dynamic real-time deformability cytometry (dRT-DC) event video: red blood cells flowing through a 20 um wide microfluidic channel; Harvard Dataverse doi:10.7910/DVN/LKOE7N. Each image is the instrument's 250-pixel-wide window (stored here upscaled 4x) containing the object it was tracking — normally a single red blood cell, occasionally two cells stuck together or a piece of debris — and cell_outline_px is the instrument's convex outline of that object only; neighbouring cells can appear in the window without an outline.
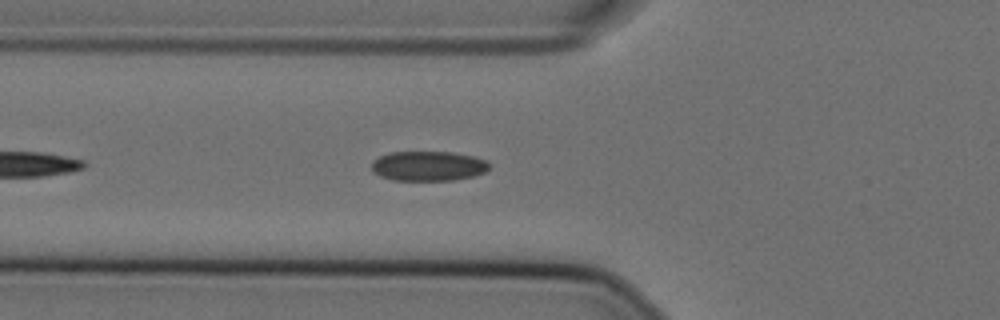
{"species": "Egyptian fruit bat (a non-hibernating species)", "species_latin": "Rousettus aegyptiacus", "temperature_condition": "cold", "stored_images_in_passage": 21, "camera_frame_rate_fps": 3000, "um_per_image_px": 0.085, "animal": {"sex": "female"}, "frame": {"image": 1, "passage_image": 7, "time_ms": 2.0, "image_size_px": [1000, 320], "cell_outline_px": [[488, 168], [484, 172], [472, 176], [452, 180], [392, 180], [380, 176], [372, 168], [372, 160], [380, 156], [392, 152], [452, 152], [472, 156], [484, 160], [488, 164]], "centroid_in_image_um": [36.37, 14.11], "position_along_channel_um": 89.4, "area_um2": 20.11}}
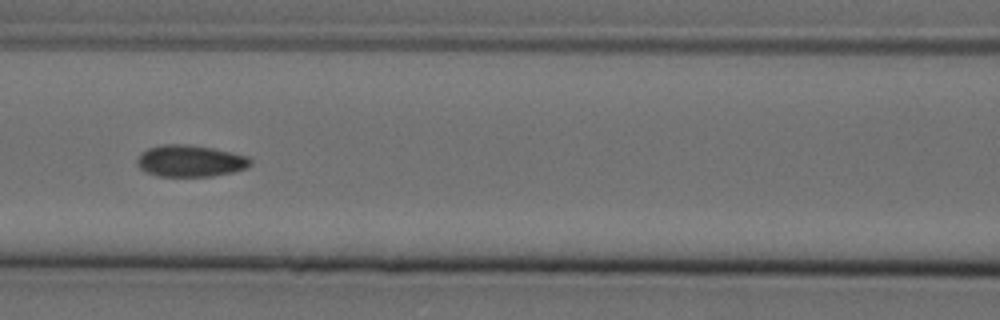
{"frame": {"image": 2, "passage_image": 12, "time_ms": 3.667, "image_size_px": [1000, 320], "cell_outline_px": [[252, 164], [248, 168], [232, 172], [212, 176], [156, 176], [144, 172], [136, 164], [136, 160], [140, 152], [148, 148], [164, 144], [184, 144], [212, 148], [232, 152], [248, 156], [252, 160]], "centroid_in_image_um": [16.15, 13.68], "position_along_channel_um": 150.4, "area_um2": 21.15}}
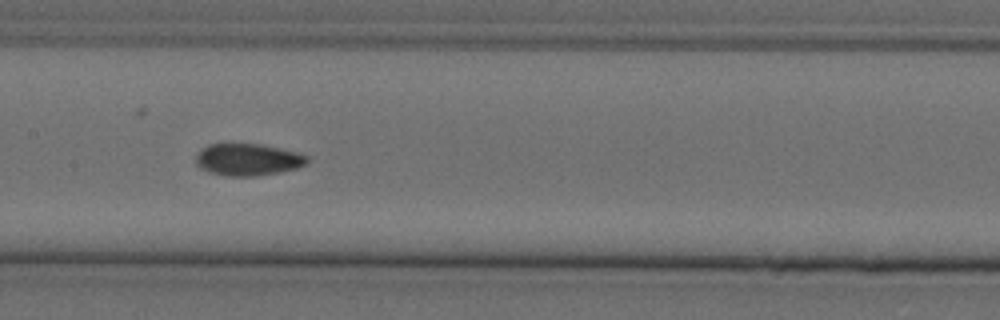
{"frame": {"image": 3, "passage_image": 15, "time_ms": 4.667, "image_size_px": [1000, 320], "cell_outline_px": [[308, 164], [296, 168], [280, 172], [252, 176], [228, 176], [208, 172], [200, 168], [196, 164], [196, 156], [200, 148], [208, 144], [260, 144], [280, 148], [296, 152], [308, 156]], "centroid_in_image_um": [21.05, 13.56], "position_along_channel_um": 186.4, "area_um2": 20.81}}